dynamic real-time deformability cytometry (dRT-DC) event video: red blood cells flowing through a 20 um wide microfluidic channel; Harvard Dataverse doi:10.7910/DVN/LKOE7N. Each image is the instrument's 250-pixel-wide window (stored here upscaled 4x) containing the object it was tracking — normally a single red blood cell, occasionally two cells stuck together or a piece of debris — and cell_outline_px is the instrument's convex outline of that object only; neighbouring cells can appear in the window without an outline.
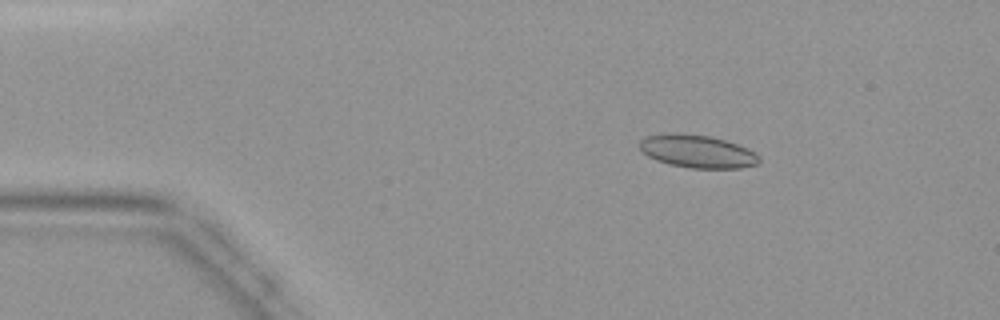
{"species": "common noctule bat (a hibernating species)", "species_latin": "Nyctalus noctula", "temperature_condition": "warm", "stored_images_in_passage": 8, "camera_frame_rate_fps": 3000, "um_per_image_px": 0.085, "animal": {"sex": "female", "body_mass_g": 19.9}, "frame": {"image": 1, "passage_image": 7, "time_ms": 2.0, "image_size_px": [1000, 320], "cell_outline_px": [[760, 160], [756, 164], [740, 168], [692, 168], [668, 164], [656, 160], [648, 156], [640, 148], [640, 140], [644, 136], [712, 136], [748, 148], [756, 152], [760, 156]], "centroid_in_image_um": [59.35, 12.92], "position_along_channel_um": 25.6, "area_um2": 22.02}}